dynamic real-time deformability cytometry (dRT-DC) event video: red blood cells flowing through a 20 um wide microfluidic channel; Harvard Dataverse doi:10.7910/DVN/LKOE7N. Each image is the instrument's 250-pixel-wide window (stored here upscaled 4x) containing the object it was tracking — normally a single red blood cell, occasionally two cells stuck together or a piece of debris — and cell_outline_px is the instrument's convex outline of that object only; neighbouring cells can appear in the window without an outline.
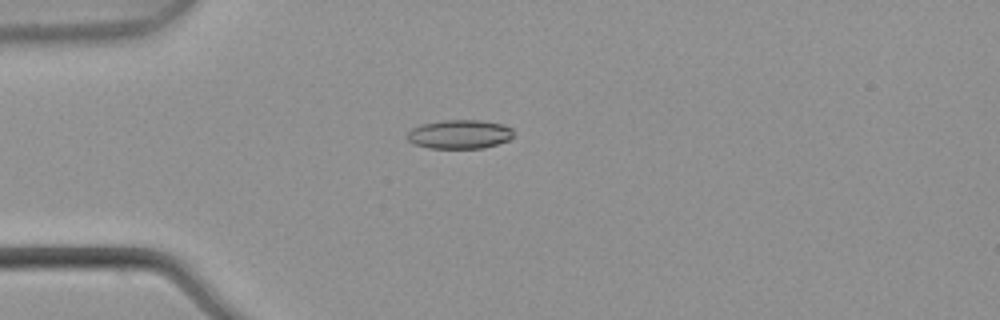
{"species": "common noctule bat (a hibernating species)", "species_latin": "Nyctalus noctula", "temperature_condition": "warm", "stored_images_in_passage": 2, "camera_frame_rate_fps": 3000, "um_per_image_px": 0.085, "animal": {"sex": "male", "body_mass_g": 21.5, "forearm_length_mm": 52.0}, "frame": {"image": 1, "passage_image": 2, "time_ms": 0.333, "image_size_px": [1000, 320], "cell_outline_px": [[512, 136], [508, 140], [484, 148], [428, 148], [416, 144], [408, 140], [408, 132], [412, 128], [420, 124], [444, 120], [480, 120], [504, 124], [512, 128]], "centroid_in_image_um": [39.07, 11.4], "position_along_channel_um": 45.9, "area_um2": 17.86}}